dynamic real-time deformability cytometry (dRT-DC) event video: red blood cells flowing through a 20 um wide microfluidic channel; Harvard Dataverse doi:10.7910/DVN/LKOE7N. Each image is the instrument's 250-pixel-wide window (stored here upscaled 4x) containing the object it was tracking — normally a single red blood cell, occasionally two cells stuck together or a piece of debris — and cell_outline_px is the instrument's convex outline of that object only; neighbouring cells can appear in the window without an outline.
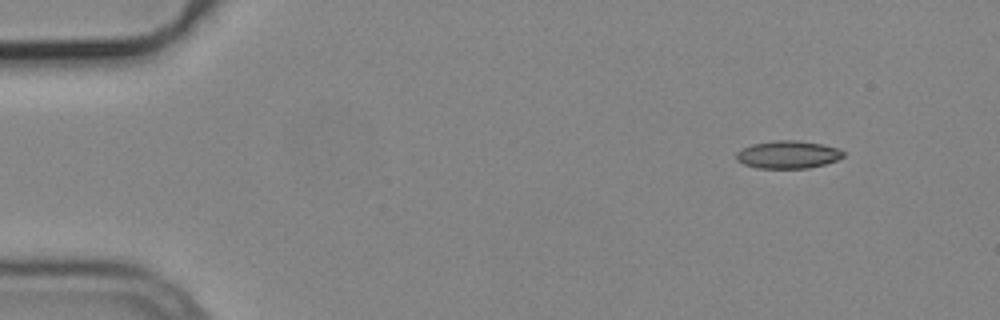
{"species": "common noctule bat (a hibernating species)", "species_latin": "Nyctalus noctula", "temperature_condition": "cold", "stored_images_in_passage": 40, "camera_frame_rate_fps": 3000, "um_per_image_px": 0.085, "animal": {"sex": "male", "body_mass_g": 19.2, "forearm_length_mm": 51.8}, "frame": {"image": 1, "passage_image": 1, "time_ms": 0.0, "image_size_px": [1000, 320], "cell_outline_px": [[844, 156], [836, 160], [824, 164], [808, 168], [756, 168], [744, 164], [736, 160], [736, 152], [752, 144], [776, 140], [796, 140], [820, 144], [836, 148], [844, 152]], "centroid_in_image_um": [66.94, 13.14], "position_along_channel_um": 18.1, "area_um2": 17.11}}
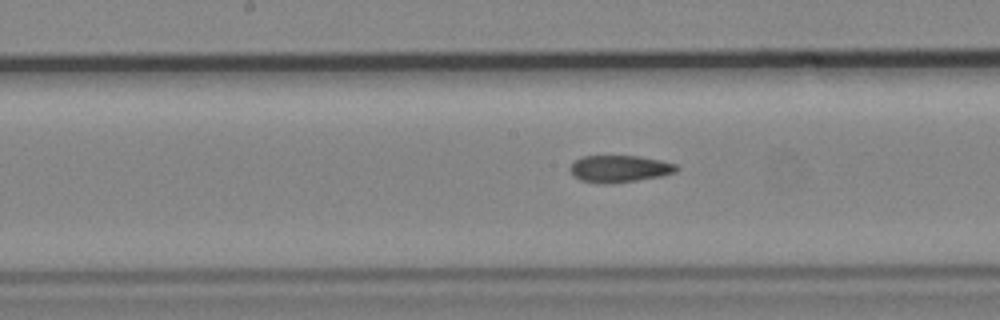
{"frame": {"image": 2, "passage_image": 23, "time_ms": 7.333, "image_size_px": [1000, 320], "cell_outline_px": [[680, 168], [676, 172], [660, 176], [636, 180], [604, 184], [580, 180], [572, 176], [568, 168], [576, 160], [584, 156], [640, 156], [660, 160], [676, 164]], "centroid_in_image_um": [52.64, 14.34], "position_along_channel_um": 195.6, "area_um2": 16.7}}
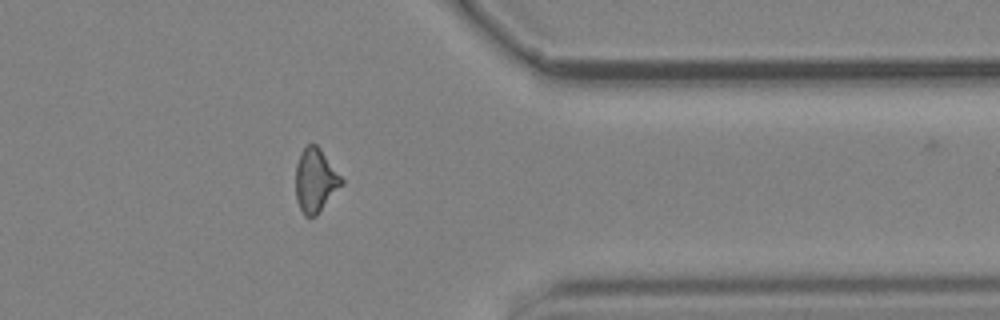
{"frame": {"image": 3, "passage_image": 39, "time_ms": 12.667, "image_size_px": [1000, 320], "cell_outline_px": [[344, 184], [316, 216], [304, 216], [296, 200], [296, 164], [300, 152], [308, 144], [316, 144], [320, 148], [344, 180]], "centroid_in_image_um": [26.82, 15.34], "position_along_channel_um": 384.6, "area_um2": 17.11}}